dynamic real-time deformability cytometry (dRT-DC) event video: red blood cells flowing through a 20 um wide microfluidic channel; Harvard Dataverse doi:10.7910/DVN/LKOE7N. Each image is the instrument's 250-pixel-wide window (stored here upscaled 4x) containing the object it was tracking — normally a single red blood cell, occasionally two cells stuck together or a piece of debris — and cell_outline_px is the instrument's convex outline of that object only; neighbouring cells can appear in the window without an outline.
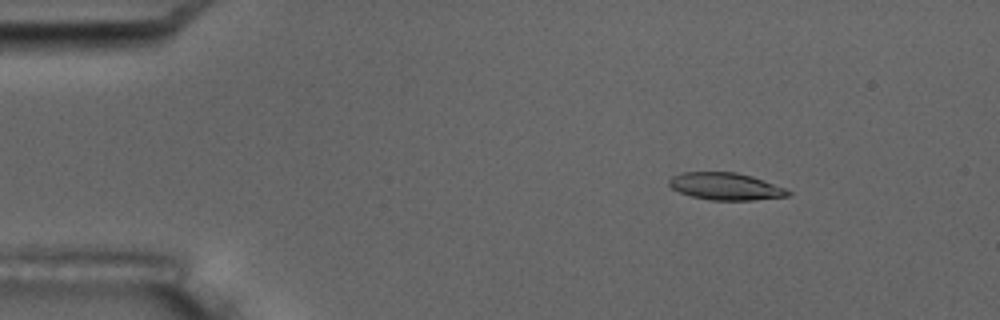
{"species": "common noctule bat (a hibernating species)", "species_latin": "Nyctalus noctula", "temperature_condition": "room temperature", "stored_images_in_passage": 8, "camera_frame_rate_fps": 3000, "um_per_image_px": 0.085, "animal": {"sex": "male", "body_mass_g": 17.5, "forearm_length_mm": 52.3}, "frame": {"image": 1, "passage_image": 2, "time_ms": 1.333, "image_size_px": [1000, 320], "cell_outline_px": [[792, 192], [788, 196], [752, 200], [712, 200], [692, 196], [680, 192], [672, 188], [668, 184], [668, 180], [672, 176], [684, 172], [736, 172], [752, 176], [784, 188]], "centroid_in_image_um": [61.66, 15.84], "position_along_channel_um": 23.3, "area_um2": 18.67}}
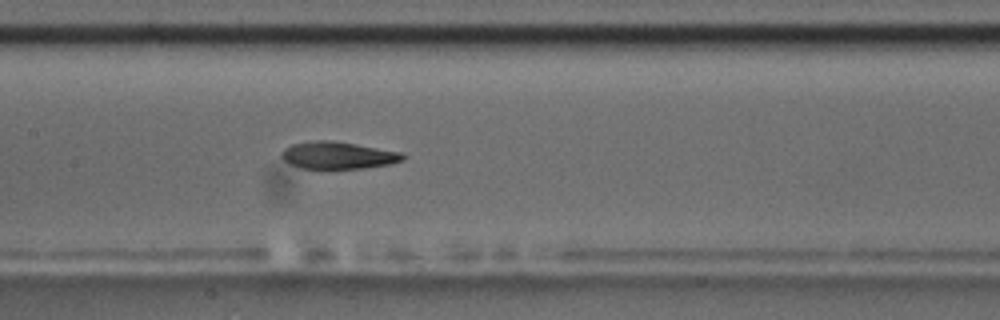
{"frame": {"image": 2, "passage_image": 8, "time_ms": 8.0, "image_size_px": [1000, 320], "cell_outline_px": [[408, 156], [404, 160], [392, 164], [364, 168], [300, 168], [288, 164], [280, 156], [280, 152], [284, 148], [292, 144], [316, 140], [332, 140], [404, 152]], "centroid_in_image_um": [28.76, 13.2], "position_along_channel_um": 178.6, "area_um2": 19.54}}